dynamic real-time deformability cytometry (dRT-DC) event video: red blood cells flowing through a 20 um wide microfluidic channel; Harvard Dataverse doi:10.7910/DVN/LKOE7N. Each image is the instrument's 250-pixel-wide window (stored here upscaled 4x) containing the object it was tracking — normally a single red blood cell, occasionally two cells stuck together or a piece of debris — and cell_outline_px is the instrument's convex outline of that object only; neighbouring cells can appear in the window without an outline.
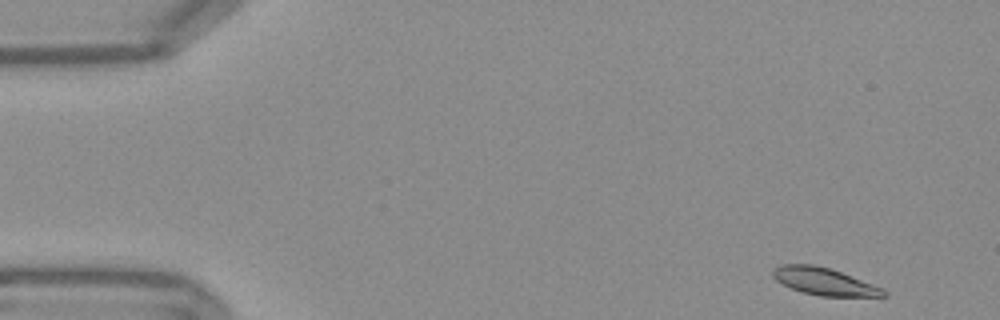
{"species": "Egyptian fruit bat (a non-hibernating species)", "species_latin": "Rousettus aegyptiacus", "temperature_condition": "warm", "stored_images_in_passage": 51, "camera_frame_rate_fps": 3000, "um_per_image_px": 0.085, "frame": {"image": 1, "passage_image": 1, "time_ms": 0.0, "image_size_px": [1000, 320], "cell_outline_px": [[888, 296], [820, 296], [800, 292], [776, 280], [772, 276], [772, 268], [780, 264], [812, 264], [832, 268], [884, 288], [888, 292]], "centroid_in_image_um": [70.07, 23.91], "position_along_channel_um": 14.9, "area_um2": 17.86}}
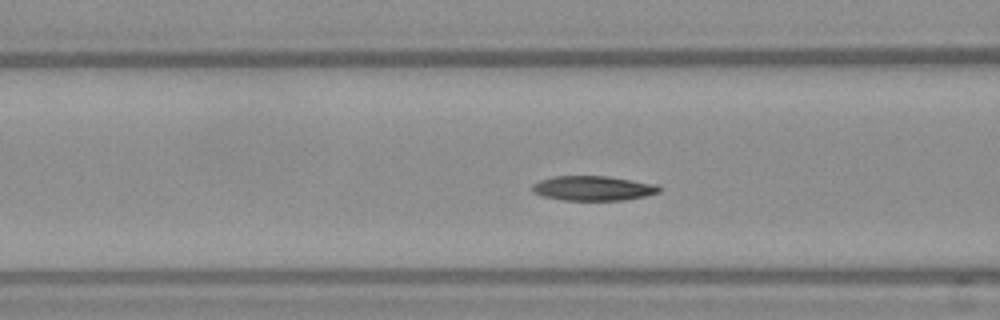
{"frame": {"image": 2, "passage_image": 18, "time_ms": 5.667, "image_size_px": [1000, 320], "cell_outline_px": [[660, 192], [644, 196], [620, 200], [564, 200], [544, 196], [532, 192], [528, 188], [532, 184], [540, 180], [552, 176], [608, 176], [656, 184], [660, 188]], "centroid_in_image_um": [50.35, 15.99], "position_along_channel_um": 116.2, "area_um2": 18.26}}
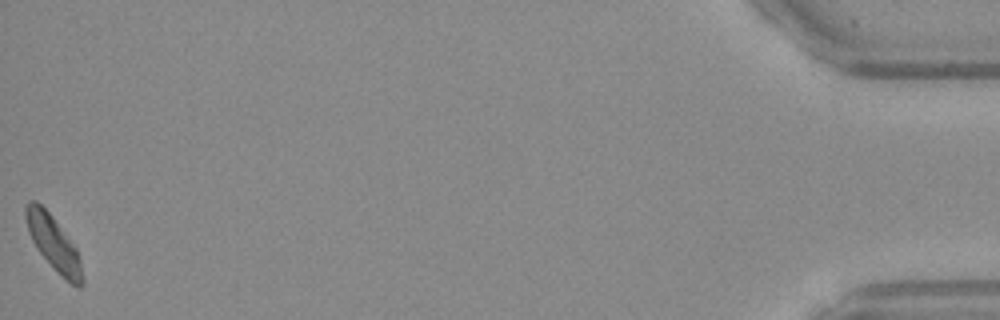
{"frame": {"image": 3, "passage_image": 51, "time_ms": 16.667, "image_size_px": [1000, 320], "cell_outline_px": [[84, 284], [80, 288], [76, 288], [56, 272], [36, 248], [28, 232], [24, 216], [24, 208], [28, 200], [36, 200], [52, 216], [76, 248], [80, 260], [84, 280]], "centroid_in_image_um": [4.54, 20.7], "position_along_channel_um": 430.7, "area_um2": 18.09}, "authors_computed_cell_mechanics": {"area_um2": 18.207, "velocity_mm_per_s": 3.7616, "shape_relaxation_time_tau1_ms": 4.3775, "shape_relaxation_time_tau2_ms": 2.8592, "deformation_change_tau1": 0.1341, "deformation_change_tau2": 0.0734}}